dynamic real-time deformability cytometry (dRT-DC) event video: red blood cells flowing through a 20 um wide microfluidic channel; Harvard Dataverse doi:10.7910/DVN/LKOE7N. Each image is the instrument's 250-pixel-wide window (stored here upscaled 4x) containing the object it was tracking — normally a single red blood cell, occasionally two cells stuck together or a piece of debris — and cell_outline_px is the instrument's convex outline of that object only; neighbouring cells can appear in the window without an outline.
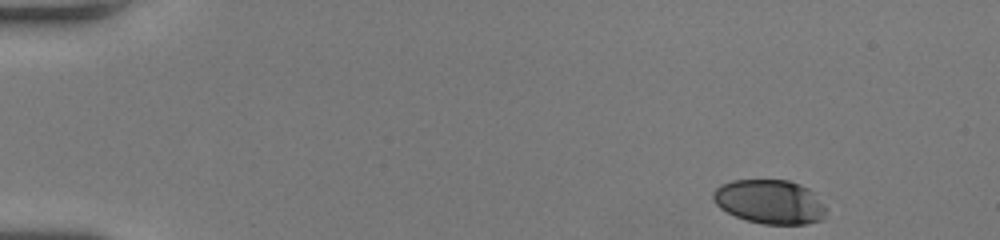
{"species": "human", "species_latin": "Homo sapiens", "temperature_condition": "room temperature", "stored_images_in_passage": 47, "camera_frame_rate_fps": 3000, "um_per_image_px": 0.085, "donor": {"sex": "female"}, "frame": {"image": 1, "passage_image": 1, "time_ms": 0.0, "image_size_px": [1000, 240], "cell_outline_px": [[828, 208], [824, 220], [808, 224], [764, 224], [748, 220], [736, 216], [720, 208], [712, 200], [712, 192], [720, 184], [732, 180], [788, 180], [800, 184], [808, 188]], "centroid_in_image_um": [65.45, 17.15], "position_along_channel_um": 19.5, "area_um2": 29.3}}
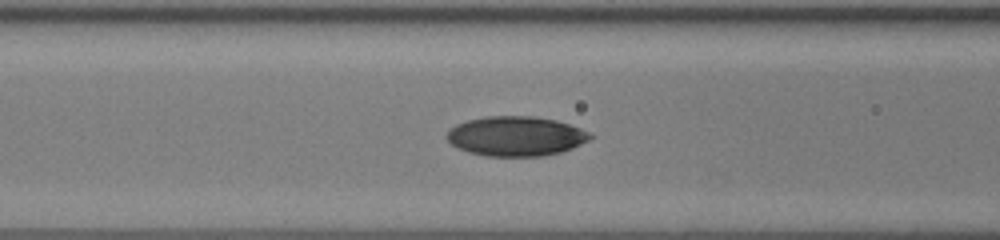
{"frame": {"image": 2, "passage_image": 18, "time_ms": 5.667, "image_size_px": [1000, 240], "cell_outline_px": [[596, 136], [572, 148], [560, 152], [544, 156], [484, 156], [468, 152], [456, 148], [444, 136], [448, 128], [456, 124], [468, 120], [484, 116], [532, 116], [556, 120], [580, 128]], "centroid_in_image_um": [43.8, 11.57], "position_along_channel_um": 122.8, "area_um2": 33.41}}
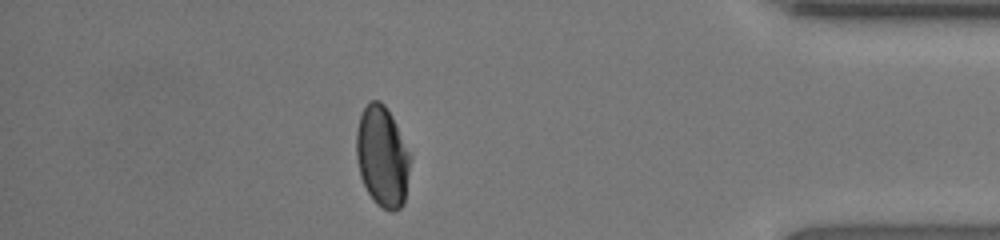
{"frame": {"image": 3, "passage_image": 41, "time_ms": 13.333, "image_size_px": [1000, 240], "cell_outline_px": [[412, 156], [404, 204], [400, 208], [392, 212], [376, 204], [372, 200], [360, 176], [356, 160], [356, 132], [360, 116], [364, 108], [372, 100], [380, 100], [384, 104], [392, 116]], "centroid_in_image_um": [32.51, 13.32], "position_along_channel_um": 402.7, "area_um2": 31.96}, "authors_computed_cell_mechanics": {"area_um2": 32.0212, "velocity_mm_per_s": 4.0988, "shape_relaxation_time_tau1_ms": 5.0499, "shape_relaxation_time_tau2_ms": 1.696, "deformation_change_tau1": 0.1758, "deformation_change_tau2": 0.0427}}